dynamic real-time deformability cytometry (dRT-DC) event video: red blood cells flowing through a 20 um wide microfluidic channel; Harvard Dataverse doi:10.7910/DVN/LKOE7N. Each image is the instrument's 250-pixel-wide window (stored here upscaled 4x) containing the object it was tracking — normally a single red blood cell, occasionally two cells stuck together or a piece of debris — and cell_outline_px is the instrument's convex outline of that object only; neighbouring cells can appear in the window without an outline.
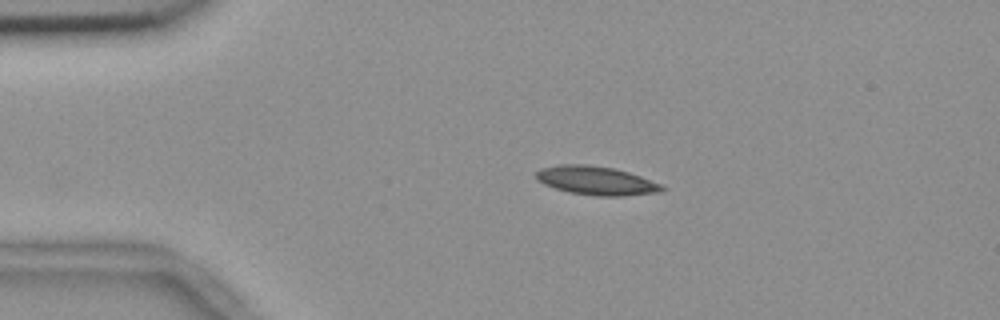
{"species": "common noctule bat (a hibernating species)", "species_latin": "Nyctalus noctula", "temperature_condition": "room temperature", "stored_images_in_passage": 2, "camera_frame_rate_fps": 3000, "um_per_image_px": 0.085, "animal": {"sex": "female", "body_mass_g": 18.4}, "frame": {"image": 1, "passage_image": 1, "time_ms": 0.0, "image_size_px": [1000, 320], "cell_outline_px": [[668, 188], [660, 192], [624, 196], [596, 196], [568, 192], [544, 184], [536, 180], [536, 172], [540, 168], [560, 164], [588, 164], [612, 168], [628, 172], [640, 176], [660, 184]], "centroid_in_image_um": [50.66, 15.35], "position_along_channel_um": 34.3, "area_um2": 21.1}}